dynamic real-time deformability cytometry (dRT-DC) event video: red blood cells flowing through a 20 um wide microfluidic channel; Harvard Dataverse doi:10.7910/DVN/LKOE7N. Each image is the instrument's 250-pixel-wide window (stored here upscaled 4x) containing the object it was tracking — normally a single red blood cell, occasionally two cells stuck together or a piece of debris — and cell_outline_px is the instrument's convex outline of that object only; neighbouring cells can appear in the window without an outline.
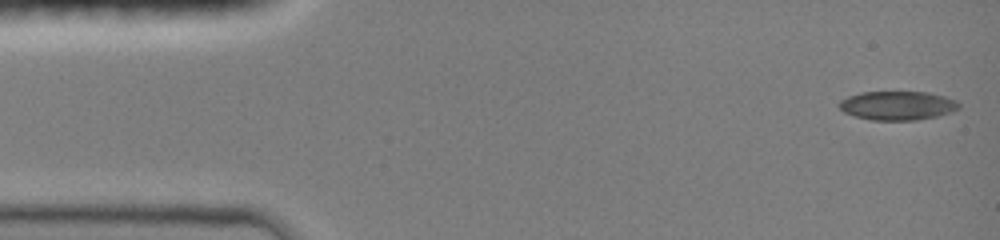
{"species": "common noctule bat (a hibernating species)", "species_latin": "Nyctalus noctula", "temperature_condition": "room temperature", "stored_images_in_passage": 46, "camera_frame_rate_fps": 3000, "um_per_image_px": 0.085, "animal": {"sex": "female", "body_mass_g": 19.0, "forearm_length_mm": 51.5}, "frame": {"image": 1, "passage_image": 1, "time_ms": 0.0, "image_size_px": [1000, 240], "cell_outline_px": [[960, 108], [952, 112], [936, 116], [916, 120], [872, 120], [856, 116], [844, 112], [840, 108], [840, 100], [848, 96], [860, 92], [928, 92], [944, 96], [956, 100], [960, 104]], "centroid_in_image_um": [76.31, 8.97], "position_along_channel_um": 8.7, "area_um2": 20.11}}
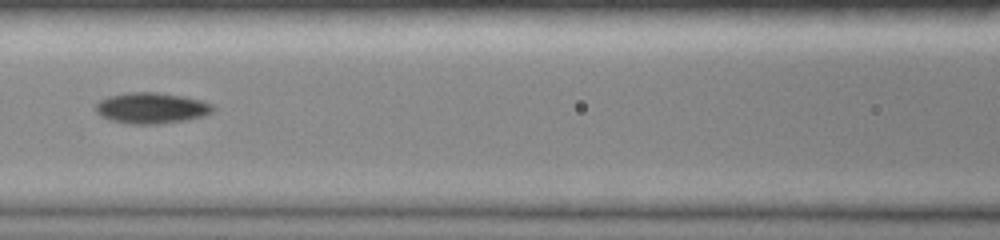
{"frame": {"image": 2, "passage_image": 20, "time_ms": 6.333, "image_size_px": [1000, 240], "cell_outline_px": [[216, 108], [212, 112], [204, 116], [184, 120], [156, 124], [128, 124], [108, 120], [100, 116], [96, 112], [96, 104], [100, 100], [108, 96], [124, 92], [156, 92], [184, 96], [200, 100], [212, 104]], "centroid_in_image_um": [12.85, 9.18], "position_along_channel_um": 153.8, "area_um2": 21.33}}
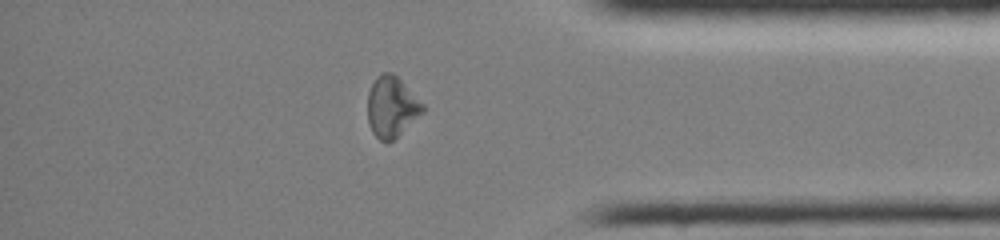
{"frame": {"image": 3, "passage_image": 39, "time_ms": 12.667, "image_size_px": [1000, 240], "cell_outline_px": [[424, 112], [392, 140], [380, 140], [372, 132], [368, 124], [368, 92], [376, 76], [384, 72], [392, 72], [424, 104]], "centroid_in_image_um": [33.27, 9.06], "position_along_channel_um": 401.9, "area_um2": 19.19}, "authors_computed_cell_mechanics": {"area_um2": 20.0855, "velocity_mm_per_s": 4.0635, "shape_relaxation_time_tau1_ms": null, "shape_relaxation_time_tau2_ms": 2.8489, "deformation_change_tau1": null, "deformation_change_tau2": 0.0988}}